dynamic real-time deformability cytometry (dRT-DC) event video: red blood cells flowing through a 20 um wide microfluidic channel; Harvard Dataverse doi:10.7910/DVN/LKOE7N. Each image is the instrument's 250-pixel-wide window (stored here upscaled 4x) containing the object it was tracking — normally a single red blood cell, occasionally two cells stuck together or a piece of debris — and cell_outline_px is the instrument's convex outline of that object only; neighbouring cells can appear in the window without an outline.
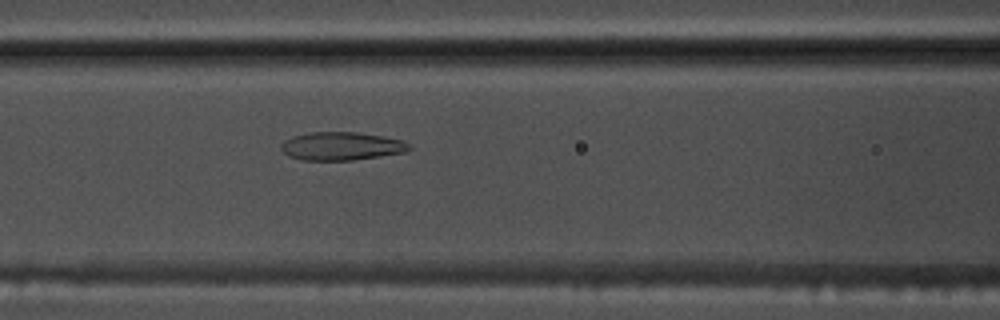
{"species": "common noctule bat (a hibernating species)", "species_latin": "Nyctalus noctula", "temperature_condition": "warm", "stored_images_in_passage": 56, "camera_frame_rate_fps": 3000, "um_per_image_px": 0.085, "animal": {"sex": "male", "body_mass_g": 17.5, "forearm_length_mm": 52.3}, "frame": {"image": 1, "passage_image": 24, "time_ms": 7.667, "image_size_px": [1000, 320], "cell_outline_px": [[412, 148], [404, 152], [380, 156], [352, 160], [304, 160], [288, 156], [280, 148], [280, 144], [284, 140], [292, 136], [308, 132], [356, 132], [404, 140], [412, 144]], "centroid_in_image_um": [29.02, 12.41], "position_along_channel_um": 137.6, "area_um2": 21.15}}
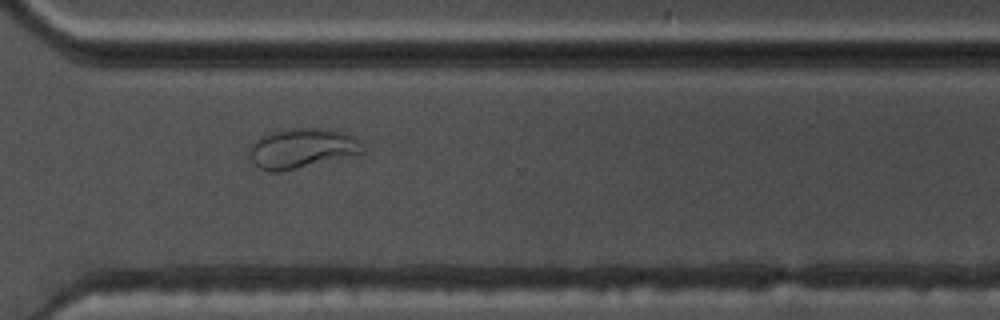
{"frame": {"image": 2, "passage_image": 41, "time_ms": 13.333, "image_size_px": [1000, 320], "cell_outline_px": [[364, 152], [280, 172], [268, 172], [260, 168], [248, 156], [248, 152], [252, 144], [260, 136], [268, 132], [292, 128], [324, 128], [344, 132], [360, 140], [364, 148]], "centroid_in_image_um": [25.63, 12.59], "position_along_channel_um": 345.0, "area_um2": 26.18}}
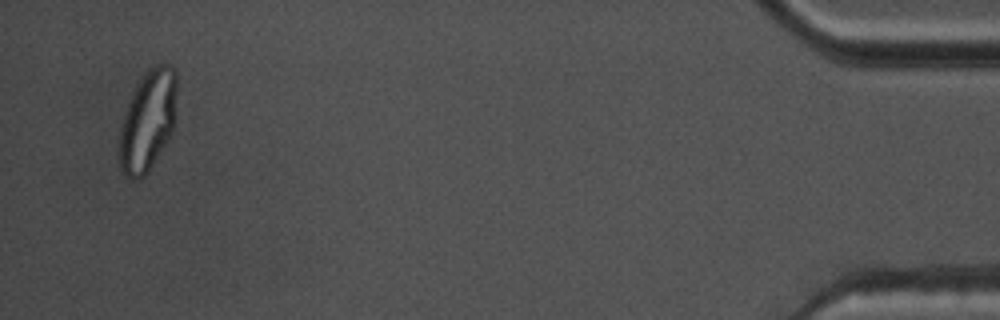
{"frame": {"image": 3, "passage_image": 54, "time_ms": 17.667, "image_size_px": [1000, 320], "cell_outline_px": [[176, 120], [172, 132], [168, 140], [148, 172], [140, 180], [132, 180], [120, 168], [120, 128], [124, 112], [132, 92], [136, 84], [144, 72], [152, 64], [168, 64], [176, 72]], "centroid_in_image_um": [12.58, 10.23], "position_along_channel_um": 422.6, "area_um2": 34.1}, "authors_computed_cell_mechanics": {"area_um2": 26.1545, "velocity_mm_per_s": 3.6692, "shape_relaxation_time_tau1_ms": null, "shape_relaxation_time_tau2_ms": 0.793, "deformation_change_tau1": null, "deformation_change_tau2": 0.0671}}